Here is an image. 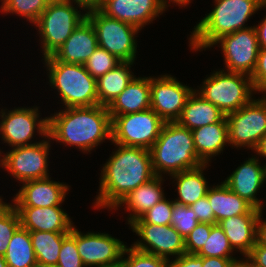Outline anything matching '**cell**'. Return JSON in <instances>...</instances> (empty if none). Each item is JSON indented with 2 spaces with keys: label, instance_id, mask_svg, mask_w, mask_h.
<instances>
[{
  "label": "cell",
  "instance_id": "obj_1",
  "mask_svg": "<svg viewBox=\"0 0 266 267\" xmlns=\"http://www.w3.org/2000/svg\"><path fill=\"white\" fill-rule=\"evenodd\" d=\"M115 145L117 150L101 169L99 192L93 208L113 210L129 192L156 176L148 149Z\"/></svg>",
  "mask_w": 266,
  "mask_h": 267
},
{
  "label": "cell",
  "instance_id": "obj_2",
  "mask_svg": "<svg viewBox=\"0 0 266 267\" xmlns=\"http://www.w3.org/2000/svg\"><path fill=\"white\" fill-rule=\"evenodd\" d=\"M51 115L48 116V136L53 142L76 146L88 153L112 139L111 116L106 106L63 108Z\"/></svg>",
  "mask_w": 266,
  "mask_h": 267
},
{
  "label": "cell",
  "instance_id": "obj_3",
  "mask_svg": "<svg viewBox=\"0 0 266 267\" xmlns=\"http://www.w3.org/2000/svg\"><path fill=\"white\" fill-rule=\"evenodd\" d=\"M214 8L194 26L189 37L193 51L211 48L224 35L250 28L245 22L258 10L265 8L266 0H214Z\"/></svg>",
  "mask_w": 266,
  "mask_h": 267
},
{
  "label": "cell",
  "instance_id": "obj_4",
  "mask_svg": "<svg viewBox=\"0 0 266 267\" xmlns=\"http://www.w3.org/2000/svg\"><path fill=\"white\" fill-rule=\"evenodd\" d=\"M156 176H169L205 164L194 146L192 131L176 121L165 122L159 137L149 149Z\"/></svg>",
  "mask_w": 266,
  "mask_h": 267
},
{
  "label": "cell",
  "instance_id": "obj_5",
  "mask_svg": "<svg viewBox=\"0 0 266 267\" xmlns=\"http://www.w3.org/2000/svg\"><path fill=\"white\" fill-rule=\"evenodd\" d=\"M42 60L50 87L58 91L63 108L98 105L96 79L84 65L57 61L52 55Z\"/></svg>",
  "mask_w": 266,
  "mask_h": 267
},
{
  "label": "cell",
  "instance_id": "obj_6",
  "mask_svg": "<svg viewBox=\"0 0 266 267\" xmlns=\"http://www.w3.org/2000/svg\"><path fill=\"white\" fill-rule=\"evenodd\" d=\"M203 84V85H202ZM199 89H195L205 100L218 107L225 115L235 112L257 93L250 76L225 71H213Z\"/></svg>",
  "mask_w": 266,
  "mask_h": 267
},
{
  "label": "cell",
  "instance_id": "obj_7",
  "mask_svg": "<svg viewBox=\"0 0 266 267\" xmlns=\"http://www.w3.org/2000/svg\"><path fill=\"white\" fill-rule=\"evenodd\" d=\"M73 4L68 0L48 3L47 8L34 24L36 28L38 27L43 58L51 56L87 18V12L79 5Z\"/></svg>",
  "mask_w": 266,
  "mask_h": 267
},
{
  "label": "cell",
  "instance_id": "obj_8",
  "mask_svg": "<svg viewBox=\"0 0 266 267\" xmlns=\"http://www.w3.org/2000/svg\"><path fill=\"white\" fill-rule=\"evenodd\" d=\"M165 124L151 108L123 115L111 116L112 143L150 149Z\"/></svg>",
  "mask_w": 266,
  "mask_h": 267
},
{
  "label": "cell",
  "instance_id": "obj_9",
  "mask_svg": "<svg viewBox=\"0 0 266 267\" xmlns=\"http://www.w3.org/2000/svg\"><path fill=\"white\" fill-rule=\"evenodd\" d=\"M98 41V47L115 55L122 62L136 60L139 29L126 22L107 17L100 10L87 12Z\"/></svg>",
  "mask_w": 266,
  "mask_h": 267
},
{
  "label": "cell",
  "instance_id": "obj_10",
  "mask_svg": "<svg viewBox=\"0 0 266 267\" xmlns=\"http://www.w3.org/2000/svg\"><path fill=\"white\" fill-rule=\"evenodd\" d=\"M226 121L232 148L246 147L254 151L260 139L266 135V94L226 115Z\"/></svg>",
  "mask_w": 266,
  "mask_h": 267
},
{
  "label": "cell",
  "instance_id": "obj_11",
  "mask_svg": "<svg viewBox=\"0 0 266 267\" xmlns=\"http://www.w3.org/2000/svg\"><path fill=\"white\" fill-rule=\"evenodd\" d=\"M50 142L47 136L36 144L11 148L0 155V166L19 183L49 177Z\"/></svg>",
  "mask_w": 266,
  "mask_h": 267
},
{
  "label": "cell",
  "instance_id": "obj_12",
  "mask_svg": "<svg viewBox=\"0 0 266 267\" xmlns=\"http://www.w3.org/2000/svg\"><path fill=\"white\" fill-rule=\"evenodd\" d=\"M37 106L18 107L14 109H1L0 135L8 146L20 147L36 144L31 141L36 133L45 138L48 136V117H41ZM40 118V119H39Z\"/></svg>",
  "mask_w": 266,
  "mask_h": 267
},
{
  "label": "cell",
  "instance_id": "obj_13",
  "mask_svg": "<svg viewBox=\"0 0 266 267\" xmlns=\"http://www.w3.org/2000/svg\"><path fill=\"white\" fill-rule=\"evenodd\" d=\"M220 45L225 71L252 76L260 51L257 33L253 27L224 35L214 45Z\"/></svg>",
  "mask_w": 266,
  "mask_h": 267
},
{
  "label": "cell",
  "instance_id": "obj_14",
  "mask_svg": "<svg viewBox=\"0 0 266 267\" xmlns=\"http://www.w3.org/2000/svg\"><path fill=\"white\" fill-rule=\"evenodd\" d=\"M130 227L141 239L131 245L137 250L168 261L170 256L176 259L186 253L185 238L171 224L131 223Z\"/></svg>",
  "mask_w": 266,
  "mask_h": 267
},
{
  "label": "cell",
  "instance_id": "obj_15",
  "mask_svg": "<svg viewBox=\"0 0 266 267\" xmlns=\"http://www.w3.org/2000/svg\"><path fill=\"white\" fill-rule=\"evenodd\" d=\"M193 90L170 74L150 76V108L165 122H175Z\"/></svg>",
  "mask_w": 266,
  "mask_h": 267
},
{
  "label": "cell",
  "instance_id": "obj_16",
  "mask_svg": "<svg viewBox=\"0 0 266 267\" xmlns=\"http://www.w3.org/2000/svg\"><path fill=\"white\" fill-rule=\"evenodd\" d=\"M126 244L108 233H82L76 229V247L85 267H102L121 262Z\"/></svg>",
  "mask_w": 266,
  "mask_h": 267
},
{
  "label": "cell",
  "instance_id": "obj_17",
  "mask_svg": "<svg viewBox=\"0 0 266 267\" xmlns=\"http://www.w3.org/2000/svg\"><path fill=\"white\" fill-rule=\"evenodd\" d=\"M163 0H105L99 9L107 17L126 22L142 30L166 11ZM145 25V26H144Z\"/></svg>",
  "mask_w": 266,
  "mask_h": 267
},
{
  "label": "cell",
  "instance_id": "obj_18",
  "mask_svg": "<svg viewBox=\"0 0 266 267\" xmlns=\"http://www.w3.org/2000/svg\"><path fill=\"white\" fill-rule=\"evenodd\" d=\"M21 184L12 200L14 207L61 206L70 188L68 184L51 180V177L30 180Z\"/></svg>",
  "mask_w": 266,
  "mask_h": 267
},
{
  "label": "cell",
  "instance_id": "obj_19",
  "mask_svg": "<svg viewBox=\"0 0 266 267\" xmlns=\"http://www.w3.org/2000/svg\"><path fill=\"white\" fill-rule=\"evenodd\" d=\"M255 156L246 159L243 164L241 163L223 182L231 191L257 208L259 214H263L264 202L256 196L266 182L265 166L260 165L259 158Z\"/></svg>",
  "mask_w": 266,
  "mask_h": 267
},
{
  "label": "cell",
  "instance_id": "obj_20",
  "mask_svg": "<svg viewBox=\"0 0 266 267\" xmlns=\"http://www.w3.org/2000/svg\"><path fill=\"white\" fill-rule=\"evenodd\" d=\"M97 47L98 41L94 27L86 18L52 56L57 61L84 65Z\"/></svg>",
  "mask_w": 266,
  "mask_h": 267
},
{
  "label": "cell",
  "instance_id": "obj_21",
  "mask_svg": "<svg viewBox=\"0 0 266 267\" xmlns=\"http://www.w3.org/2000/svg\"><path fill=\"white\" fill-rule=\"evenodd\" d=\"M15 208L21 227L29 231L70 232L74 225L62 206Z\"/></svg>",
  "mask_w": 266,
  "mask_h": 267
},
{
  "label": "cell",
  "instance_id": "obj_22",
  "mask_svg": "<svg viewBox=\"0 0 266 267\" xmlns=\"http://www.w3.org/2000/svg\"><path fill=\"white\" fill-rule=\"evenodd\" d=\"M164 179V176H155L147 183L140 185L129 192L124 199L116 205L114 210L116 211L121 206H124L125 210L130 213L127 216V224L130 225L165 198L162 188L163 181H165Z\"/></svg>",
  "mask_w": 266,
  "mask_h": 267
},
{
  "label": "cell",
  "instance_id": "obj_23",
  "mask_svg": "<svg viewBox=\"0 0 266 267\" xmlns=\"http://www.w3.org/2000/svg\"><path fill=\"white\" fill-rule=\"evenodd\" d=\"M259 214H242L221 220L218 224L224 231L234 251L244 258L256 244Z\"/></svg>",
  "mask_w": 266,
  "mask_h": 267
},
{
  "label": "cell",
  "instance_id": "obj_24",
  "mask_svg": "<svg viewBox=\"0 0 266 267\" xmlns=\"http://www.w3.org/2000/svg\"><path fill=\"white\" fill-rule=\"evenodd\" d=\"M150 77H134L107 107L110 116L144 111L150 108Z\"/></svg>",
  "mask_w": 266,
  "mask_h": 267
},
{
  "label": "cell",
  "instance_id": "obj_25",
  "mask_svg": "<svg viewBox=\"0 0 266 267\" xmlns=\"http://www.w3.org/2000/svg\"><path fill=\"white\" fill-rule=\"evenodd\" d=\"M206 196L214 213L215 224L232 216L259 214L257 208L231 191L224 182L209 187Z\"/></svg>",
  "mask_w": 266,
  "mask_h": 267
},
{
  "label": "cell",
  "instance_id": "obj_26",
  "mask_svg": "<svg viewBox=\"0 0 266 267\" xmlns=\"http://www.w3.org/2000/svg\"><path fill=\"white\" fill-rule=\"evenodd\" d=\"M192 136L197 156L209 164L214 156L223 153L224 147L229 145L226 116L220 122L192 130Z\"/></svg>",
  "mask_w": 266,
  "mask_h": 267
},
{
  "label": "cell",
  "instance_id": "obj_27",
  "mask_svg": "<svg viewBox=\"0 0 266 267\" xmlns=\"http://www.w3.org/2000/svg\"><path fill=\"white\" fill-rule=\"evenodd\" d=\"M225 116L218 107L205 100L194 89L188 96L182 113L176 122L192 131L212 123L220 122Z\"/></svg>",
  "mask_w": 266,
  "mask_h": 267
},
{
  "label": "cell",
  "instance_id": "obj_28",
  "mask_svg": "<svg viewBox=\"0 0 266 267\" xmlns=\"http://www.w3.org/2000/svg\"><path fill=\"white\" fill-rule=\"evenodd\" d=\"M210 164H203L198 168L175 173L170 177L176 182V190L178 197L173 199L174 202L190 206L197 200L206 196L209 189V184L203 174L207 166Z\"/></svg>",
  "mask_w": 266,
  "mask_h": 267
},
{
  "label": "cell",
  "instance_id": "obj_29",
  "mask_svg": "<svg viewBox=\"0 0 266 267\" xmlns=\"http://www.w3.org/2000/svg\"><path fill=\"white\" fill-rule=\"evenodd\" d=\"M133 62H121L96 80L98 104L108 107L135 77L131 72Z\"/></svg>",
  "mask_w": 266,
  "mask_h": 267
},
{
  "label": "cell",
  "instance_id": "obj_30",
  "mask_svg": "<svg viewBox=\"0 0 266 267\" xmlns=\"http://www.w3.org/2000/svg\"><path fill=\"white\" fill-rule=\"evenodd\" d=\"M38 267L57 265L63 239L70 232L29 231Z\"/></svg>",
  "mask_w": 266,
  "mask_h": 267
},
{
  "label": "cell",
  "instance_id": "obj_31",
  "mask_svg": "<svg viewBox=\"0 0 266 267\" xmlns=\"http://www.w3.org/2000/svg\"><path fill=\"white\" fill-rule=\"evenodd\" d=\"M4 259L8 267H38L29 230L21 226L9 241Z\"/></svg>",
  "mask_w": 266,
  "mask_h": 267
},
{
  "label": "cell",
  "instance_id": "obj_32",
  "mask_svg": "<svg viewBox=\"0 0 266 267\" xmlns=\"http://www.w3.org/2000/svg\"><path fill=\"white\" fill-rule=\"evenodd\" d=\"M233 251L222 228L219 224H214L208 239L197 255L200 257L230 258L236 264L241 261V258L233 257Z\"/></svg>",
  "mask_w": 266,
  "mask_h": 267
},
{
  "label": "cell",
  "instance_id": "obj_33",
  "mask_svg": "<svg viewBox=\"0 0 266 267\" xmlns=\"http://www.w3.org/2000/svg\"><path fill=\"white\" fill-rule=\"evenodd\" d=\"M2 14H16L26 18L32 24H35L42 12L47 8L46 0H1Z\"/></svg>",
  "mask_w": 266,
  "mask_h": 267
},
{
  "label": "cell",
  "instance_id": "obj_34",
  "mask_svg": "<svg viewBox=\"0 0 266 267\" xmlns=\"http://www.w3.org/2000/svg\"><path fill=\"white\" fill-rule=\"evenodd\" d=\"M20 218L16 208L4 202L0 206V255L4 256L10 239L20 227Z\"/></svg>",
  "mask_w": 266,
  "mask_h": 267
},
{
  "label": "cell",
  "instance_id": "obj_35",
  "mask_svg": "<svg viewBox=\"0 0 266 267\" xmlns=\"http://www.w3.org/2000/svg\"><path fill=\"white\" fill-rule=\"evenodd\" d=\"M122 61L107 50L97 47L84 66L86 70L97 80L108 71L114 69Z\"/></svg>",
  "mask_w": 266,
  "mask_h": 267
},
{
  "label": "cell",
  "instance_id": "obj_36",
  "mask_svg": "<svg viewBox=\"0 0 266 267\" xmlns=\"http://www.w3.org/2000/svg\"><path fill=\"white\" fill-rule=\"evenodd\" d=\"M168 262L167 259L137 250L133 246H126L121 259L122 267H167Z\"/></svg>",
  "mask_w": 266,
  "mask_h": 267
},
{
  "label": "cell",
  "instance_id": "obj_37",
  "mask_svg": "<svg viewBox=\"0 0 266 267\" xmlns=\"http://www.w3.org/2000/svg\"><path fill=\"white\" fill-rule=\"evenodd\" d=\"M199 221L195 212L189 207L174 202L171 225L185 238Z\"/></svg>",
  "mask_w": 266,
  "mask_h": 267
},
{
  "label": "cell",
  "instance_id": "obj_38",
  "mask_svg": "<svg viewBox=\"0 0 266 267\" xmlns=\"http://www.w3.org/2000/svg\"><path fill=\"white\" fill-rule=\"evenodd\" d=\"M57 266L85 267L76 247V227L74 225L71 228L70 233L63 239Z\"/></svg>",
  "mask_w": 266,
  "mask_h": 267
},
{
  "label": "cell",
  "instance_id": "obj_39",
  "mask_svg": "<svg viewBox=\"0 0 266 267\" xmlns=\"http://www.w3.org/2000/svg\"><path fill=\"white\" fill-rule=\"evenodd\" d=\"M174 207V201L166 197L158 202L155 206L150 208L145 214L139 219L132 223H150L156 225H170L171 217Z\"/></svg>",
  "mask_w": 266,
  "mask_h": 267
},
{
  "label": "cell",
  "instance_id": "obj_40",
  "mask_svg": "<svg viewBox=\"0 0 266 267\" xmlns=\"http://www.w3.org/2000/svg\"><path fill=\"white\" fill-rule=\"evenodd\" d=\"M214 224L198 223V225L185 237V249L188 254H197L208 239Z\"/></svg>",
  "mask_w": 266,
  "mask_h": 267
},
{
  "label": "cell",
  "instance_id": "obj_41",
  "mask_svg": "<svg viewBox=\"0 0 266 267\" xmlns=\"http://www.w3.org/2000/svg\"><path fill=\"white\" fill-rule=\"evenodd\" d=\"M251 79L255 90L258 93L266 94V48H260Z\"/></svg>",
  "mask_w": 266,
  "mask_h": 267
},
{
  "label": "cell",
  "instance_id": "obj_42",
  "mask_svg": "<svg viewBox=\"0 0 266 267\" xmlns=\"http://www.w3.org/2000/svg\"><path fill=\"white\" fill-rule=\"evenodd\" d=\"M196 214L199 223L215 224V217L207 196L189 206Z\"/></svg>",
  "mask_w": 266,
  "mask_h": 267
},
{
  "label": "cell",
  "instance_id": "obj_43",
  "mask_svg": "<svg viewBox=\"0 0 266 267\" xmlns=\"http://www.w3.org/2000/svg\"><path fill=\"white\" fill-rule=\"evenodd\" d=\"M244 259L253 267H266V246L256 242Z\"/></svg>",
  "mask_w": 266,
  "mask_h": 267
},
{
  "label": "cell",
  "instance_id": "obj_44",
  "mask_svg": "<svg viewBox=\"0 0 266 267\" xmlns=\"http://www.w3.org/2000/svg\"><path fill=\"white\" fill-rule=\"evenodd\" d=\"M170 260L167 267H202V257L197 254L184 253L176 259Z\"/></svg>",
  "mask_w": 266,
  "mask_h": 267
},
{
  "label": "cell",
  "instance_id": "obj_45",
  "mask_svg": "<svg viewBox=\"0 0 266 267\" xmlns=\"http://www.w3.org/2000/svg\"><path fill=\"white\" fill-rule=\"evenodd\" d=\"M235 263L230 258L202 257V267H232Z\"/></svg>",
  "mask_w": 266,
  "mask_h": 267
},
{
  "label": "cell",
  "instance_id": "obj_46",
  "mask_svg": "<svg viewBox=\"0 0 266 267\" xmlns=\"http://www.w3.org/2000/svg\"><path fill=\"white\" fill-rule=\"evenodd\" d=\"M73 2L75 5H79L82 7L86 12L91 10H99L105 0H68Z\"/></svg>",
  "mask_w": 266,
  "mask_h": 267
},
{
  "label": "cell",
  "instance_id": "obj_47",
  "mask_svg": "<svg viewBox=\"0 0 266 267\" xmlns=\"http://www.w3.org/2000/svg\"><path fill=\"white\" fill-rule=\"evenodd\" d=\"M256 242L266 246V219L263 220L262 214H259L257 220Z\"/></svg>",
  "mask_w": 266,
  "mask_h": 267
},
{
  "label": "cell",
  "instance_id": "obj_48",
  "mask_svg": "<svg viewBox=\"0 0 266 267\" xmlns=\"http://www.w3.org/2000/svg\"><path fill=\"white\" fill-rule=\"evenodd\" d=\"M265 8H266V3H265ZM254 28L257 33V38L260 48H266V15L265 18L261 19L260 23L254 26Z\"/></svg>",
  "mask_w": 266,
  "mask_h": 267
},
{
  "label": "cell",
  "instance_id": "obj_49",
  "mask_svg": "<svg viewBox=\"0 0 266 267\" xmlns=\"http://www.w3.org/2000/svg\"><path fill=\"white\" fill-rule=\"evenodd\" d=\"M255 152H256V154L258 155L257 157H265L266 158V135H264L261 139H260V141H259V143H258V145H257V147H256V149L254 150Z\"/></svg>",
  "mask_w": 266,
  "mask_h": 267
},
{
  "label": "cell",
  "instance_id": "obj_50",
  "mask_svg": "<svg viewBox=\"0 0 266 267\" xmlns=\"http://www.w3.org/2000/svg\"><path fill=\"white\" fill-rule=\"evenodd\" d=\"M168 6L171 4V2L176 3L178 6H181V8L184 6V8L186 6H188V4L190 5V3L192 2L191 0H169L170 1V4H169V1L168 0H163Z\"/></svg>",
  "mask_w": 266,
  "mask_h": 267
},
{
  "label": "cell",
  "instance_id": "obj_51",
  "mask_svg": "<svg viewBox=\"0 0 266 267\" xmlns=\"http://www.w3.org/2000/svg\"><path fill=\"white\" fill-rule=\"evenodd\" d=\"M0 267H8L4 259V256H1V255H0Z\"/></svg>",
  "mask_w": 266,
  "mask_h": 267
},
{
  "label": "cell",
  "instance_id": "obj_52",
  "mask_svg": "<svg viewBox=\"0 0 266 267\" xmlns=\"http://www.w3.org/2000/svg\"><path fill=\"white\" fill-rule=\"evenodd\" d=\"M232 267H244V258L240 261V262H238V263H236L234 266H232Z\"/></svg>",
  "mask_w": 266,
  "mask_h": 267
},
{
  "label": "cell",
  "instance_id": "obj_53",
  "mask_svg": "<svg viewBox=\"0 0 266 267\" xmlns=\"http://www.w3.org/2000/svg\"><path fill=\"white\" fill-rule=\"evenodd\" d=\"M47 3H59V2H63V1H66V0H46Z\"/></svg>",
  "mask_w": 266,
  "mask_h": 267
},
{
  "label": "cell",
  "instance_id": "obj_54",
  "mask_svg": "<svg viewBox=\"0 0 266 267\" xmlns=\"http://www.w3.org/2000/svg\"><path fill=\"white\" fill-rule=\"evenodd\" d=\"M102 267H122L121 262L114 264V265H109V266H102Z\"/></svg>",
  "mask_w": 266,
  "mask_h": 267
},
{
  "label": "cell",
  "instance_id": "obj_55",
  "mask_svg": "<svg viewBox=\"0 0 266 267\" xmlns=\"http://www.w3.org/2000/svg\"><path fill=\"white\" fill-rule=\"evenodd\" d=\"M244 267H253L244 259Z\"/></svg>",
  "mask_w": 266,
  "mask_h": 267
},
{
  "label": "cell",
  "instance_id": "obj_56",
  "mask_svg": "<svg viewBox=\"0 0 266 267\" xmlns=\"http://www.w3.org/2000/svg\"><path fill=\"white\" fill-rule=\"evenodd\" d=\"M4 203L3 198L0 196V206Z\"/></svg>",
  "mask_w": 266,
  "mask_h": 267
},
{
  "label": "cell",
  "instance_id": "obj_57",
  "mask_svg": "<svg viewBox=\"0 0 266 267\" xmlns=\"http://www.w3.org/2000/svg\"><path fill=\"white\" fill-rule=\"evenodd\" d=\"M45 267H59V266H57V265H52V266H45Z\"/></svg>",
  "mask_w": 266,
  "mask_h": 267
},
{
  "label": "cell",
  "instance_id": "obj_58",
  "mask_svg": "<svg viewBox=\"0 0 266 267\" xmlns=\"http://www.w3.org/2000/svg\"><path fill=\"white\" fill-rule=\"evenodd\" d=\"M264 166H265V180H266V163H265V165H264Z\"/></svg>",
  "mask_w": 266,
  "mask_h": 267
}]
</instances>
